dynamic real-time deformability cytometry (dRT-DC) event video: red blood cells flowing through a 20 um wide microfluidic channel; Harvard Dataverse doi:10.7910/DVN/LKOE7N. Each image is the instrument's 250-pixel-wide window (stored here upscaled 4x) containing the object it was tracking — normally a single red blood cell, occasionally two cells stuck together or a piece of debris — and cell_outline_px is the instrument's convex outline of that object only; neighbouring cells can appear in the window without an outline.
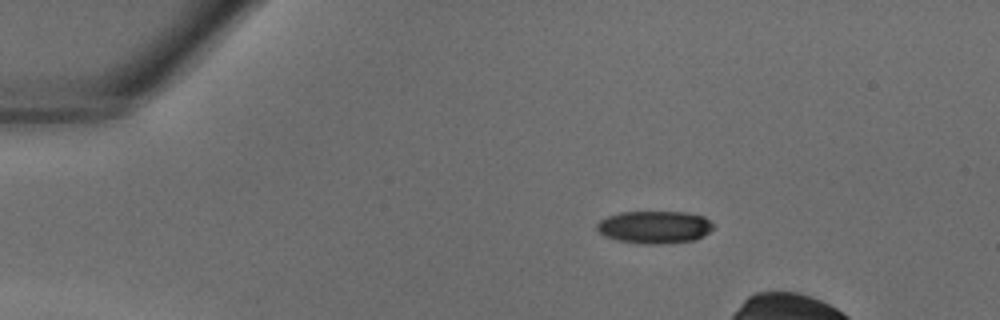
{"species": "common noctule bat (a hibernating species)", "species_latin": "Nyctalus noctula", "temperature_condition": "warm", "stored_images_in_passage": 7, "camera_frame_rate_fps": 3000, "um_per_image_px": 0.085, "animal": {"sex": "male", "body_mass_g": 18.8}, "frame": {"image": 1, "passage_image": 1, "time_ms": 0.0, "image_size_px": [1000, 320], "cell_outline_px": [[712, 228], [704, 236], [692, 240], [652, 244], [648, 244], [616, 240], [604, 236], [596, 228], [596, 224], [600, 220], [608, 216], [620, 212], [684, 212], [704, 216], [712, 224]], "centroid_in_image_um": [55.6, 19.29], "position_along_channel_um": 29.4, "area_um2": 21.79}}